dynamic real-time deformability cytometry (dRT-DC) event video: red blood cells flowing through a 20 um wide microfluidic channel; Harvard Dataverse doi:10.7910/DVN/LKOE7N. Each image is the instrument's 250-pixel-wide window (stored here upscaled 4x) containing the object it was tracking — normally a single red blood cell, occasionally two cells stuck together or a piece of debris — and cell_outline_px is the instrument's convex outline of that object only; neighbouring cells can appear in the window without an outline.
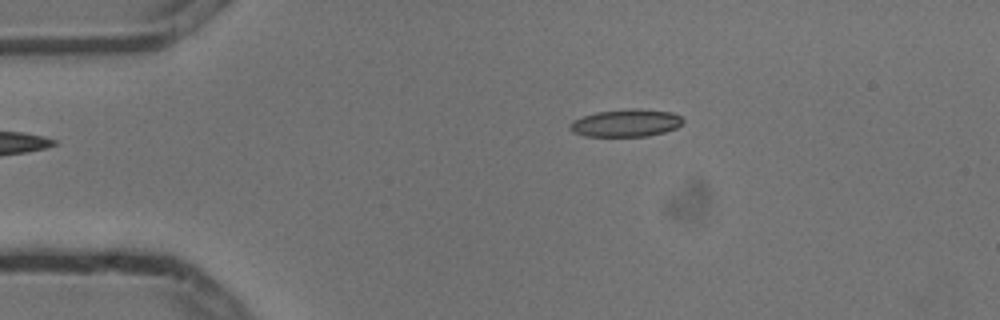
{"species": "common noctule bat (a hibernating species)", "species_latin": "Nyctalus noctula", "temperature_condition": "cold", "stored_images_in_passage": 2, "camera_frame_rate_fps": 3000, "um_per_image_px": 0.085, "animal": {"sex": "male", "body_mass_g": 13.3}, "frame": {"image": 1, "passage_image": 2, "time_ms": 0.333, "image_size_px": [1000, 320], "cell_outline_px": [[684, 124], [676, 128], [664, 132], [648, 136], [584, 136], [572, 132], [568, 128], [568, 124], [572, 120], [596, 112], [632, 108], [640, 108], [672, 112], [680, 116], [684, 120]], "centroid_in_image_um": [53.21, 10.45], "position_along_channel_um": 31.8, "area_um2": 18.38}}